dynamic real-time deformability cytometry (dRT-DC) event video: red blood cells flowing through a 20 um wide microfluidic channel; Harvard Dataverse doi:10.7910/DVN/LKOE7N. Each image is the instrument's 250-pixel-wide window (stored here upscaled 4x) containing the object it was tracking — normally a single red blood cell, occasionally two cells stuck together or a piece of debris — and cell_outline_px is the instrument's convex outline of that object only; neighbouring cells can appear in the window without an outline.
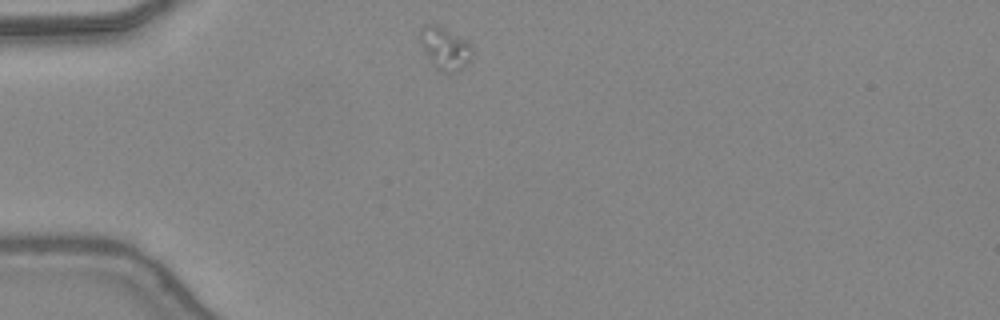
{"species": "common noctule bat (a hibernating species)", "species_latin": "Nyctalus noctula", "temperature_condition": "warm", "stored_images_in_passage": 37, "camera_frame_rate_fps": 3000, "um_per_image_px": 0.085, "animal": {"sex": "female", "body_mass_g": 24.6, "forearm_length_mm": 56.2}, "frame": {"image": 1, "passage_image": 1, "time_ms": 0.0, "image_size_px": [1000, 320], "cell_outline_px": [[472, 60], [468, 64], [456, 72], [440, 72], [436, 68], [420, 44], [420, 28], [424, 24], [436, 24], [468, 40], [472, 44]], "centroid_in_image_um": [37.86, 4.1], "position_along_channel_um": 47.1, "area_um2": 13.06}}